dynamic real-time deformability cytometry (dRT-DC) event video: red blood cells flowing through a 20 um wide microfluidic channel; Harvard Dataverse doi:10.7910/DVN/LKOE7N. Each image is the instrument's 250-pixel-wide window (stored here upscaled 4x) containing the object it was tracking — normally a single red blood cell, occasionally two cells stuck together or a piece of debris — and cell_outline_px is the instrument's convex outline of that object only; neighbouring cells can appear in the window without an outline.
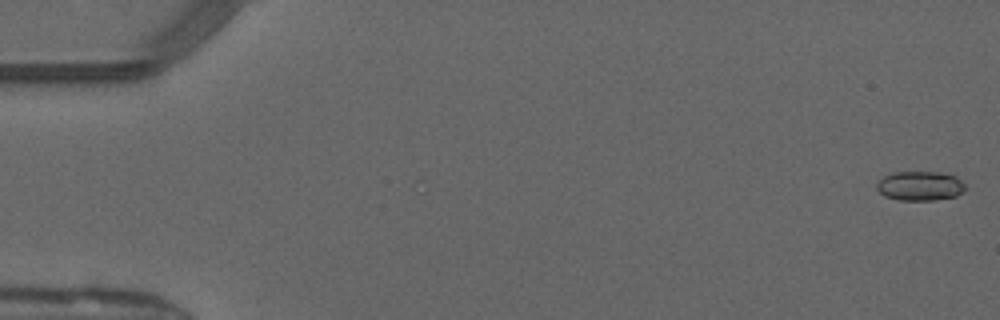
{"species": "common noctule bat (a hibernating species)", "species_latin": "Nyctalus noctula", "temperature_condition": "warm", "stored_images_in_passage": 50, "camera_frame_rate_fps": 3000, "um_per_image_px": 0.085, "animal": {"sex": "male", "forearm_length_mm": 52.5}, "frame": {"image": 1, "passage_image": 1, "time_ms": 0.0, "image_size_px": [1000, 320], "cell_outline_px": [[968, 188], [964, 192], [956, 196], [932, 200], [900, 200], [884, 196], [876, 188], [876, 184], [884, 176], [892, 172], [940, 172], [956, 176]], "centroid_in_image_um": [78.22, 15.8], "position_along_channel_um": 6.8, "area_um2": 15.26}}
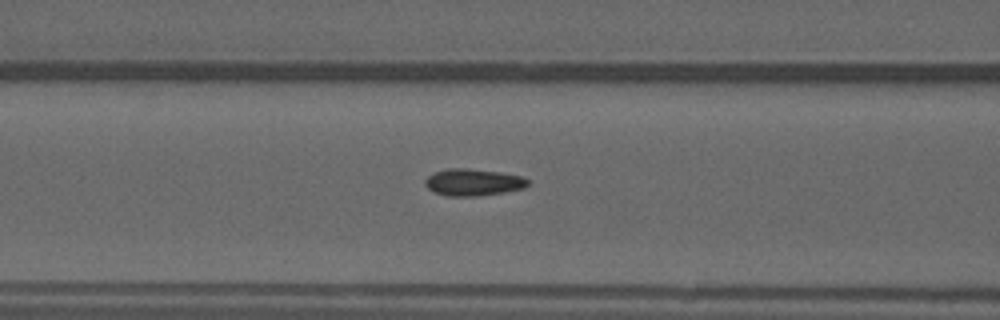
{"frame": {"image": 2, "passage_image": 21, "time_ms": 6.667, "image_size_px": [1000, 320], "cell_outline_px": [[528, 184], [524, 188], [504, 192], [480, 196], [448, 196], [436, 192], [428, 188], [424, 184], [424, 180], [428, 176], [436, 172], [448, 168], [468, 168], [500, 172], [520, 176], [528, 180]], "centroid_in_image_um": [40.21, 15.49], "position_along_channel_um": 126.4, "area_um2": 16.01}}
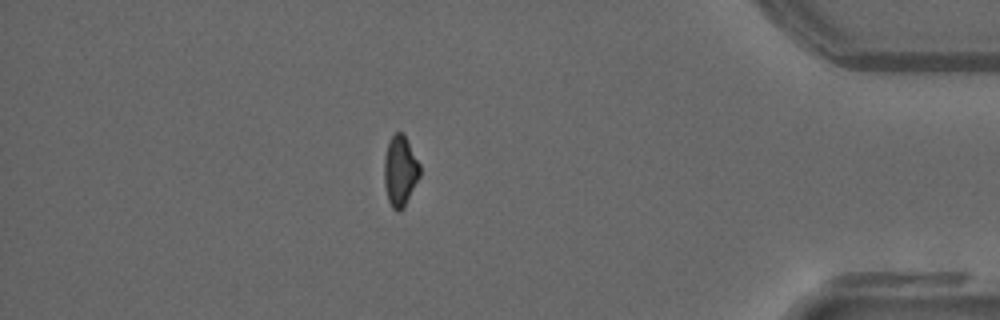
{"frame": {"image": 3, "passage_image": 44, "time_ms": 14.333, "image_size_px": [1000, 320], "cell_outline_px": [[420, 176], [404, 208], [400, 212], [396, 212], [392, 208], [388, 200], [384, 184], [384, 156], [388, 140], [396, 132], [404, 132], [420, 164]], "centroid_in_image_um": [34.01, 14.52], "position_along_channel_um": 401.2, "area_um2": 15.03}, "authors_computed_cell_mechanics": {"area_um2": 15.3459, "velocity_mm_per_s": 4.1121, "shape_relaxation_time_tau1_ms": null, "shape_relaxation_time_tau2_ms": 1.9473, "deformation_change_tau1": null, "deformation_change_tau2": 0.0549}}